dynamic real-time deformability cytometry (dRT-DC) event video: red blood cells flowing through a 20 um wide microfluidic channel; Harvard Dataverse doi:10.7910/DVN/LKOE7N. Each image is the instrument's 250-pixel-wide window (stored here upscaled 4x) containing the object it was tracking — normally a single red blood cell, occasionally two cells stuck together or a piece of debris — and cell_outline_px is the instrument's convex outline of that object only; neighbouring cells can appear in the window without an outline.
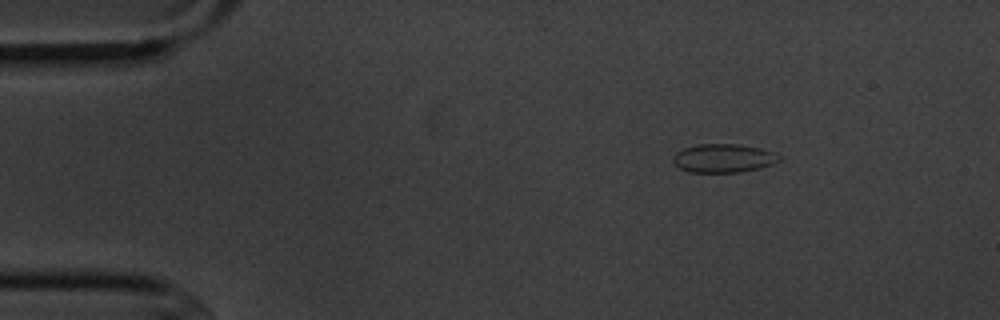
{"species": "common noctule bat (a hibernating species)", "species_latin": "Nyctalus noctula", "temperature_condition": "cold", "stored_images_in_passage": 3, "camera_frame_rate_fps": 3000, "um_per_image_px": 0.085, "animal": {"sex": "male", "body_mass_g": 20.1, "forearm_length_mm": 53.5}, "frame": {"image": 1, "passage_image": 1, "time_ms": 0.0, "image_size_px": [1000, 320], "cell_outline_px": [[780, 160], [772, 164], [760, 168], [740, 172], [688, 172], [680, 168], [672, 160], [672, 156], [676, 152], [684, 148], [696, 144], [736, 144], [760, 148], [776, 152], [780, 156]], "centroid_in_image_um": [61.49, 13.44], "position_along_channel_um": 23.5, "area_um2": 17.74}}